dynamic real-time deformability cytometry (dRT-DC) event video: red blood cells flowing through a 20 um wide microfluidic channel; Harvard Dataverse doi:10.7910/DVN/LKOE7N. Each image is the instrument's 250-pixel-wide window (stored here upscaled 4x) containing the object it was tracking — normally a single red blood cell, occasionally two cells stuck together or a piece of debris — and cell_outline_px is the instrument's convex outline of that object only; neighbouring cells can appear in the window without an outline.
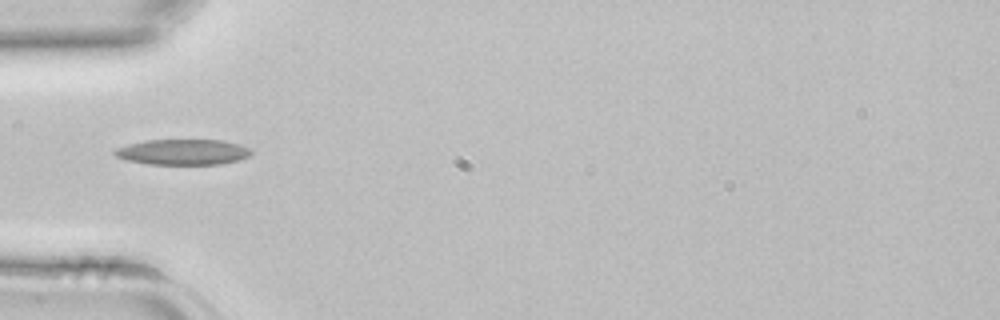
{"species": "common noctule bat (a hibernating species)", "species_latin": "Nyctalus noctula", "temperature_condition": "room temperature", "stored_images_in_passage": 42, "camera_frame_rate_fps": 3000, "um_per_image_px": 0.085, "animal": {"sex": "female", "body_mass_g": 22.7, "forearm_length_mm": 54.2}, "frame": {"image": 1, "passage_image": 13, "time_ms": 4.0, "image_size_px": [1000, 320], "cell_outline_px": [[252, 152], [248, 156], [240, 160], [220, 164], [148, 164], [128, 160], [116, 156], [112, 152], [116, 148], [128, 144], [144, 140], [220, 140], [240, 144], [248, 148]], "centroid_in_image_um": [15.53, 12.92], "position_along_channel_um": 69.5, "area_um2": 20.29}}